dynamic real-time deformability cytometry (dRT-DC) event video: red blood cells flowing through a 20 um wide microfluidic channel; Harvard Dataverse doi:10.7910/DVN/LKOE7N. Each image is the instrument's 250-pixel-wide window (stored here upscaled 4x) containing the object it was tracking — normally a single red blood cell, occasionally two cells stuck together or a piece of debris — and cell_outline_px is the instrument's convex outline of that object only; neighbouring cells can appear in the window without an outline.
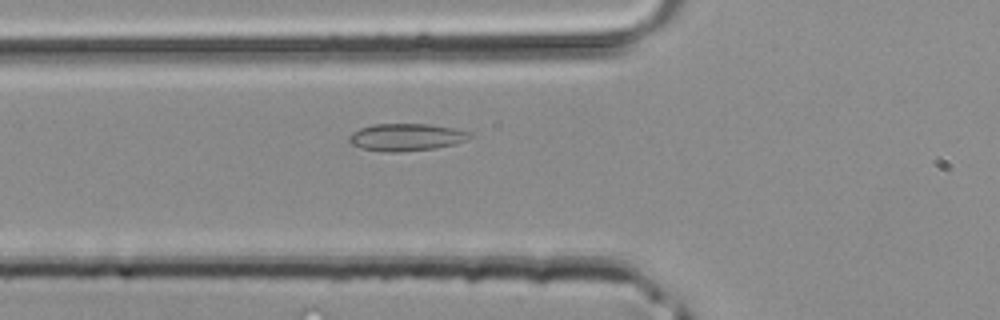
{"species": "common noctule bat (a hibernating species)", "species_latin": "Nyctalus noctula", "temperature_condition": "room temperature", "stored_images_in_passage": 30, "camera_frame_rate_fps": 3000, "um_per_image_px": 0.085, "animal": {"sex": "male", "body_mass_g": 20.4}, "frame": {"image": 1, "passage_image": 3, "time_ms": 0.667, "image_size_px": [1000, 320], "cell_outline_px": [[472, 136], [468, 140], [456, 144], [436, 148], [396, 152], [384, 152], [360, 148], [352, 144], [348, 140], [348, 136], [352, 132], [360, 128], [372, 124], [428, 124], [452, 128], [468, 132]], "centroid_in_image_um": [34.5, 11.66], "position_along_channel_um": 91.3, "area_um2": 19.25}}
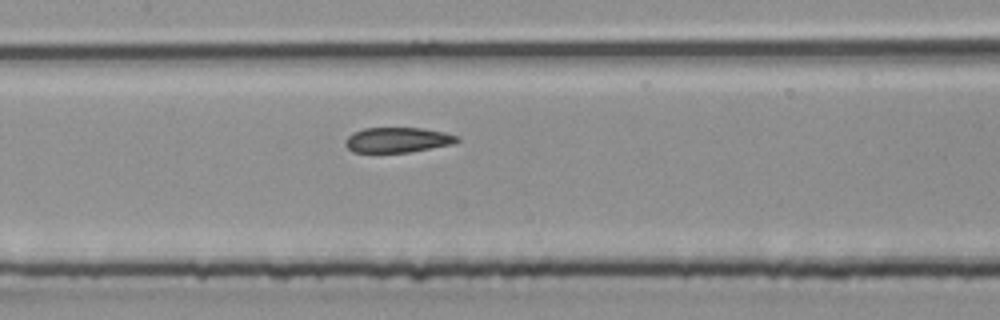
{"frame": {"image": 2, "passage_image": 8, "time_ms": 2.333, "image_size_px": [1000, 320], "cell_outline_px": [[460, 140], [452, 144], [408, 152], [352, 152], [344, 144], [344, 140], [352, 132], [364, 128], [424, 128], [444, 132], [460, 136]], "centroid_in_image_um": [33.78, 11.88], "position_along_channel_um": 173.6, "area_um2": 16.42}}
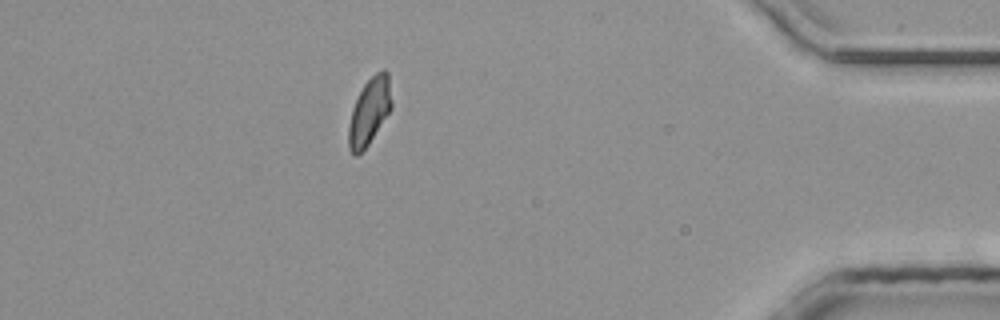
{"frame": {"image": 3, "passage_image": 25, "time_ms": 8.0, "image_size_px": [1000, 320], "cell_outline_px": [[392, 108], [368, 144], [356, 156], [352, 156], [348, 148], [348, 128], [352, 108], [364, 84], [376, 72], [384, 68], [388, 72], [392, 100]], "centroid_in_image_um": [31.4, 9.46], "position_along_channel_um": 403.8, "area_um2": 16.7}}